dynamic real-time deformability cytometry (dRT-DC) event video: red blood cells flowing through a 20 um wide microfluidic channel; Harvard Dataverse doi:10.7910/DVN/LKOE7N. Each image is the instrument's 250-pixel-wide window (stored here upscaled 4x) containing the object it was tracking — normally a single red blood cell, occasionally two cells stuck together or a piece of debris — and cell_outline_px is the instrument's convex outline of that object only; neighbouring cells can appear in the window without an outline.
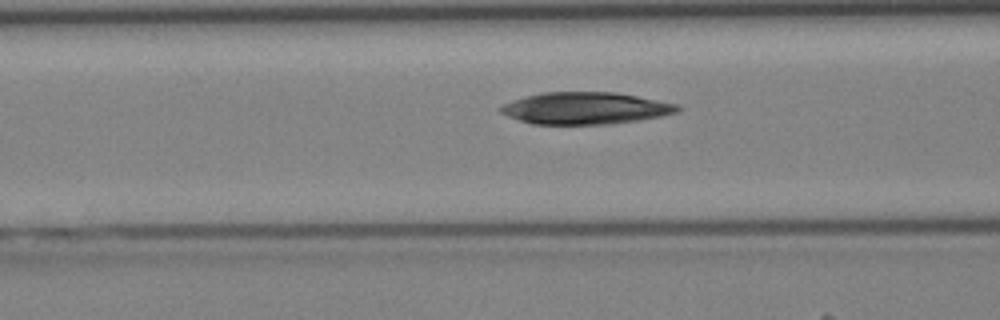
{"species": "Egyptian fruit bat (a non-hibernating species)", "species_latin": "Rousettus aegyptiacus", "temperature_condition": "cold", "stored_images_in_passage": 12, "camera_frame_rate_fps": 3000, "um_per_image_px": 0.085, "animal": {"sex": "female"}, "frame": {"image": 1, "passage_image": 7, "time_ms": 2.0, "image_size_px": [1000, 320], "cell_outline_px": [[684, 108], [676, 112], [660, 116], [640, 120], [612, 124], [532, 124], [508, 116], [500, 112], [496, 108], [512, 100], [544, 92], [616, 92], [680, 104]], "centroid_in_image_um": [49.79, 9.2], "position_along_channel_um": 116.8, "area_um2": 33.06}}
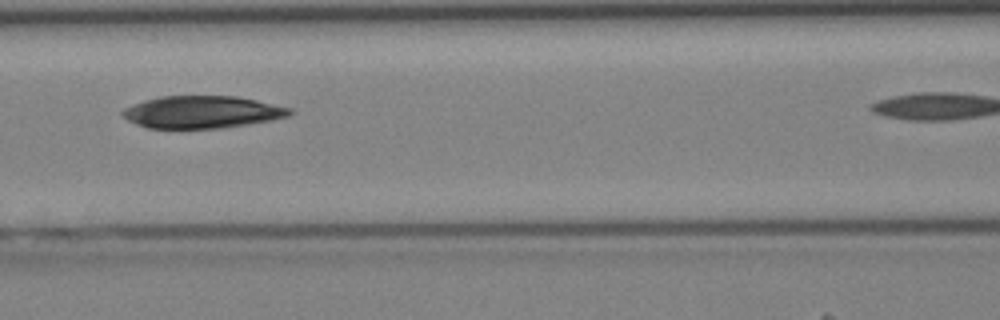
{"frame": {"image": 2, "passage_image": 9, "time_ms": 2.667, "image_size_px": [1000, 320], "cell_outline_px": [[296, 112], [288, 116], [272, 120], [248, 124], [220, 128], [148, 128], [136, 124], [128, 120], [120, 112], [124, 108], [132, 104], [144, 100], [160, 96], [236, 96], [256, 100], [292, 108]], "centroid_in_image_um": [17.19, 9.52], "position_along_channel_um": 149.4, "area_um2": 31.56}}